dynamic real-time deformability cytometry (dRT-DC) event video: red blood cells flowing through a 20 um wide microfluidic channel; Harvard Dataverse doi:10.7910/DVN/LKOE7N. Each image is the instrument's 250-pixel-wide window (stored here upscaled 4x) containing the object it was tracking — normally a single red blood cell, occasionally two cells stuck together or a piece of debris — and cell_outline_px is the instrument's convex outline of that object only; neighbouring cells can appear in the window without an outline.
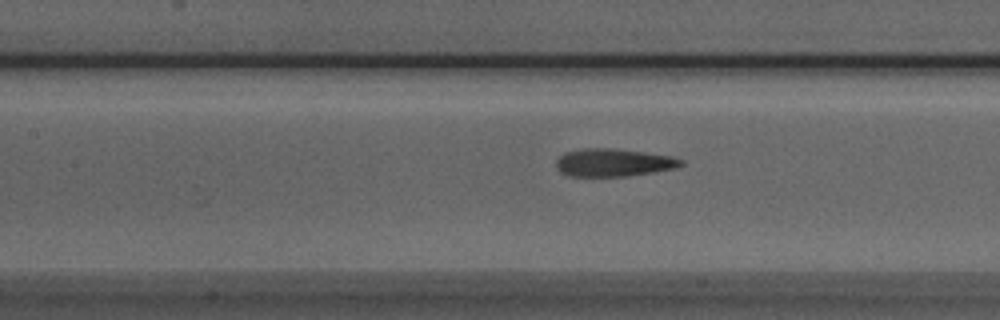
{"species": "Egyptian fruit bat (a non-hibernating species)", "species_latin": "Rousettus aegyptiacus", "temperature_condition": "room temperature", "stored_images_in_passage": 19, "camera_frame_rate_fps": 3000, "um_per_image_px": 0.085, "animal": {"sex": "male"}, "frame": {"image": 1, "passage_image": 16, "time_ms": 5.0, "image_size_px": [1000, 320], "cell_outline_px": [[684, 164], [676, 168], [628, 176], [568, 176], [560, 172], [556, 168], [556, 160], [564, 152], [584, 148], [612, 148], [672, 156], [684, 160]], "centroid_in_image_um": [52.13, 13.82], "position_along_channel_um": 155.3, "area_um2": 20.29}}